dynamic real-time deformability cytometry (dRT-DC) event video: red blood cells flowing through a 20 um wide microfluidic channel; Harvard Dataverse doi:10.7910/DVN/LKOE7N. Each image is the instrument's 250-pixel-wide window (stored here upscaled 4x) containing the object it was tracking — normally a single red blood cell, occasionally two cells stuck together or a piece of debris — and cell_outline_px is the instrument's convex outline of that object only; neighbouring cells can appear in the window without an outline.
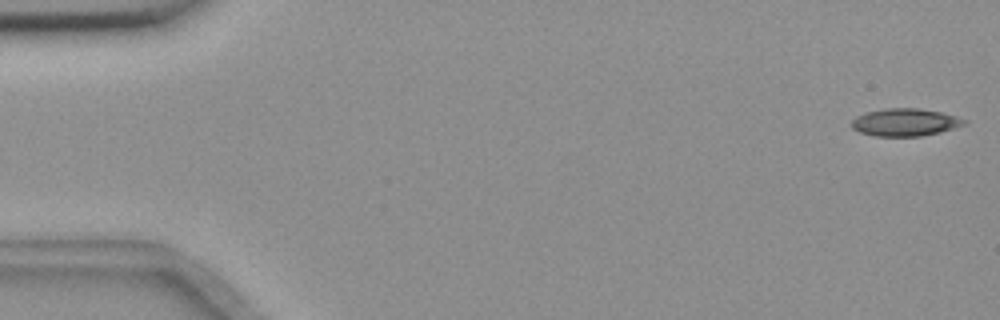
{"species": "common noctule bat (a hibernating species)", "species_latin": "Nyctalus noctula", "temperature_condition": "room temperature", "stored_images_in_passage": 55, "camera_frame_rate_fps": 3000, "um_per_image_px": 0.085, "animal": {"sex": "female", "body_mass_g": 18.4}, "frame": {"image": 1, "passage_image": 1, "time_ms": 0.0, "image_size_px": [1000, 320], "cell_outline_px": [[968, 120], [964, 124], [940, 132], [920, 136], [876, 136], [860, 132], [852, 128], [852, 120], [856, 116], [864, 112], [884, 108], [916, 108], [940, 112], [956, 116]], "centroid_in_image_um": [76.9, 10.38], "position_along_channel_um": 8.1, "area_um2": 17.98}}
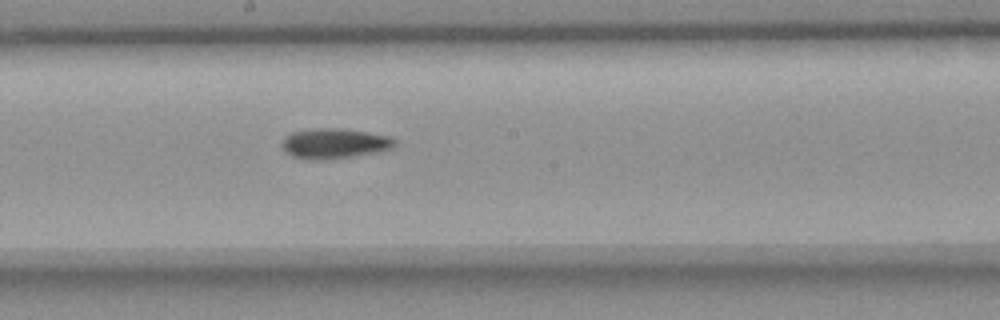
{"frame": {"image": 2, "passage_image": 30, "time_ms": 9.667, "image_size_px": [1000, 320], "cell_outline_px": [[396, 144], [392, 148], [380, 152], [352, 156], [320, 160], [292, 156], [284, 148], [284, 136], [292, 132], [316, 128], [340, 128], [392, 136], [396, 140]], "centroid_in_image_um": [28.5, 12.18], "position_along_channel_um": 219.7, "area_um2": 19.59}}
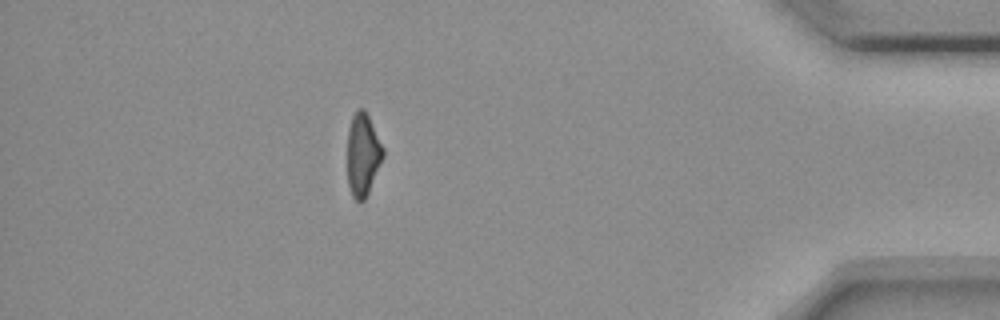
{"frame": {"image": 3, "passage_image": 49, "time_ms": 16.0, "image_size_px": [1000, 320], "cell_outline_px": [[384, 156], [368, 192], [364, 200], [360, 204], [352, 196], [348, 184], [348, 128], [352, 116], [356, 108], [364, 108], [384, 148]], "centroid_in_image_um": [30.83, 13.13], "position_along_channel_um": 404.4, "area_um2": 17.17}}